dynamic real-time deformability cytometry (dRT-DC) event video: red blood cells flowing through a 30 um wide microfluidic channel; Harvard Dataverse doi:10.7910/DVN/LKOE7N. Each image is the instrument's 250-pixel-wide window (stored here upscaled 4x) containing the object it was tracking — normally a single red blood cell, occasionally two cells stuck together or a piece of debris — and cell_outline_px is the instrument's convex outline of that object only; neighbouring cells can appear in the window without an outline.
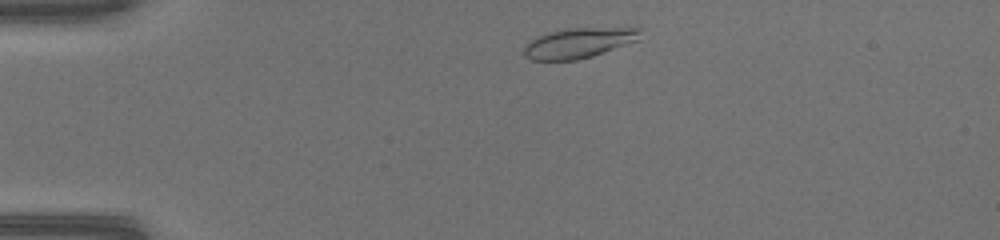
{"species": "common noctule bat (a hibernating species)", "species_latin": "Nyctalus noctula", "temperature_condition": "warm", "stored_images_in_passage": 42, "camera_frame_rate_fps": 3000, "um_per_image_px": 0.085, "animal": {"sex": "female", "body_mass_g": 17.0, "forearm_length_mm": 48.0}, "frame": {"image": 1, "passage_image": 3, "time_ms": 0.667, "image_size_px": [1000, 240], "cell_outline_px": [[640, 40], [592, 56], [576, 60], [532, 60], [524, 56], [524, 48], [528, 40], [536, 36], [548, 32], [568, 28], [636, 24], [640, 28]], "centroid_in_image_um": [49.31, 3.58], "position_along_channel_um": 35.7, "area_um2": 21.5}}
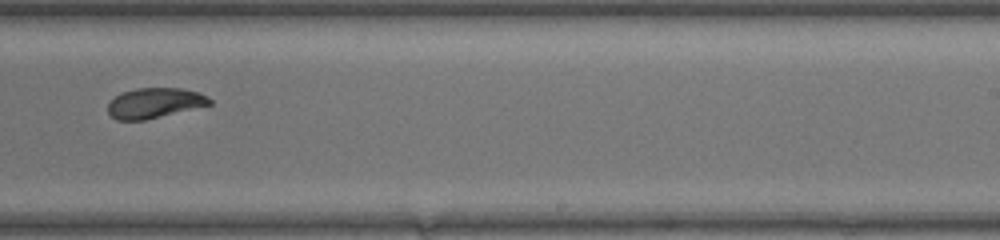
{"frame": {"image": 2, "passage_image": 24, "time_ms": 7.667, "image_size_px": [1000, 240], "cell_outline_px": [[212, 104], [144, 120], [116, 120], [108, 112], [108, 104], [120, 92], [136, 88], [184, 88], [200, 92], [208, 96], [212, 100]], "centroid_in_image_um": [13.16, 8.74], "position_along_channel_um": 275.8, "area_um2": 17.92}}
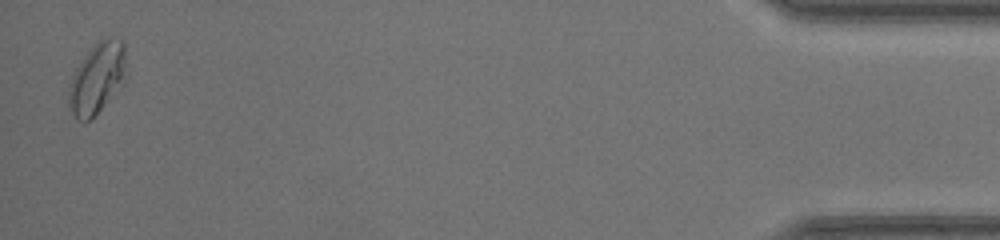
{"frame": {"image": 3, "passage_image": 41, "time_ms": 13.333, "image_size_px": [1000, 240], "cell_outline_px": [[128, 76], [100, 108], [88, 120], [76, 120], [68, 104], [68, 88], [72, 76], [80, 60], [104, 36], [112, 36], [124, 40]], "centroid_in_image_um": [8.28, 6.56], "position_along_channel_um": 426.9, "area_um2": 23.7}, "authors_computed_cell_mechanics": {"area_um2": 19.1318, "velocity_mm_per_s": 4.1956, "shape_relaxation_time_tau1_ms": 5.5107, "shape_relaxation_time_tau2_ms": 0.8221, "deformation_change_tau1": 0.2031, "deformation_change_tau2": 0.0453}}